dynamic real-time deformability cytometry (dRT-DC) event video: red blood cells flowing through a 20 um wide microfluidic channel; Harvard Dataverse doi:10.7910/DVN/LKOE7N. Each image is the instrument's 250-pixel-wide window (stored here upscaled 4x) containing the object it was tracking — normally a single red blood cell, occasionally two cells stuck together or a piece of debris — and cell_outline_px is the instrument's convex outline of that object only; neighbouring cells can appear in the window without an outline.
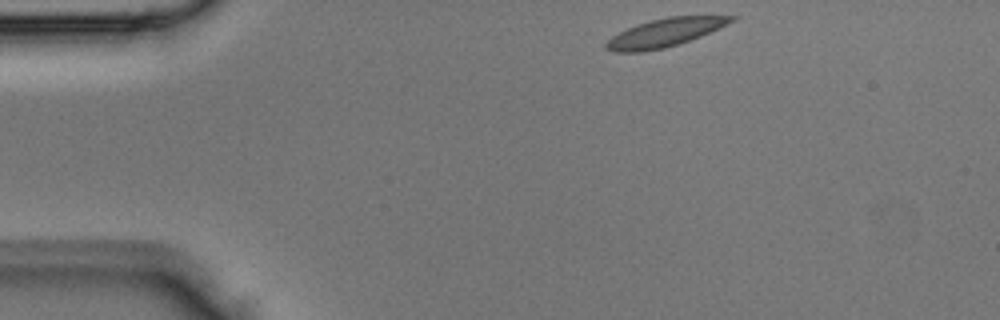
{"species": "Egyptian fruit bat (a non-hibernating species)", "species_latin": "Rousettus aegyptiacus", "temperature_condition": "room temperature", "stored_images_in_passage": 37, "camera_frame_rate_fps": 3000, "um_per_image_px": 0.085, "animal": {"sex": "male"}, "frame": {"image": 1, "passage_image": 1, "time_ms": 0.0, "image_size_px": [1000, 320], "cell_outline_px": [[740, 16], [736, 20], [700, 36], [664, 48], [644, 52], [616, 52], [604, 48], [604, 44], [612, 36], [636, 24], [668, 16]], "centroid_in_image_um": [56.49, 2.77], "position_along_channel_um": 28.5, "area_um2": 20.35}}
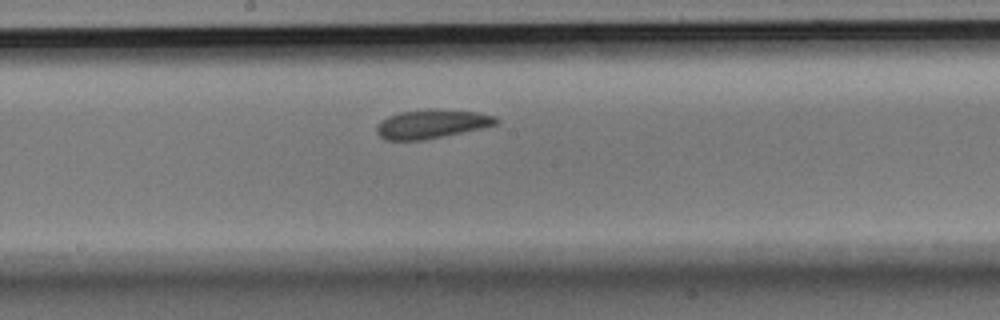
{"frame": {"image": 2, "passage_image": 17, "time_ms": 5.333, "image_size_px": [1000, 320], "cell_outline_px": [[500, 120], [496, 124], [480, 128], [424, 140], [384, 140], [376, 132], [376, 124], [380, 120], [388, 116], [400, 112], [428, 108], [480, 112], [496, 116]], "centroid_in_image_um": [36.66, 10.52], "position_along_channel_um": 211.5, "area_um2": 20.23}}
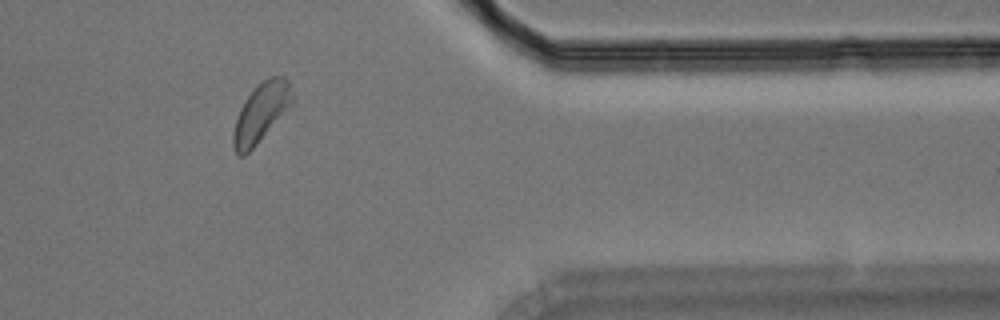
{"frame": {"image": 3, "passage_image": 30, "time_ms": 9.667, "image_size_px": [1000, 320], "cell_outline_px": [[292, 104], [256, 144], [244, 156], [236, 156], [232, 144], [232, 136], [236, 120], [240, 108], [244, 100], [256, 84], [272, 76], [284, 76], [288, 80], [292, 92]], "centroid_in_image_um": [22.15, 9.56], "position_along_channel_um": 389.2, "area_um2": 20.06}}